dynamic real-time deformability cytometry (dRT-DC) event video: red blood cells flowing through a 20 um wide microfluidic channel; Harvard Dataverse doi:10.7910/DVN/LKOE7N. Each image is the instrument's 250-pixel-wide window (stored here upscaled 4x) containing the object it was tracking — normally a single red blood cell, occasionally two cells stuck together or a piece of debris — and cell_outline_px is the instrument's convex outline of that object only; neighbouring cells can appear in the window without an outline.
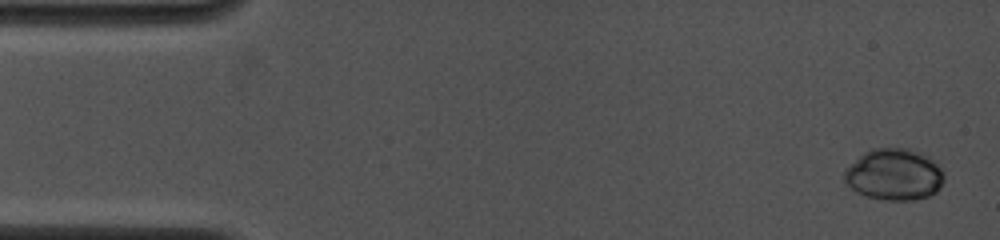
{"species": "common noctule bat (a hibernating species)", "species_latin": "Nyctalus noctula", "temperature_condition": "cold", "stored_images_in_passage": 21, "camera_frame_rate_fps": 4000, "um_per_image_px": 0.085, "animal": {"sex": "female", "body_mass_g": 19.0, "forearm_length_mm": 53.3}, "frame": {"image": 1, "passage_image": 1, "time_ms": 0.0, "image_size_px": [1000, 240], "cell_outline_px": [[944, 180], [940, 188], [936, 192], [928, 196], [916, 200], [884, 200], [864, 196], [856, 192], [844, 180], [844, 168], [864, 152], [872, 148], [908, 148], [920, 152], [936, 160], [944, 172]], "centroid_in_image_um": [76.02, 14.83], "position_along_channel_um": 9.0, "area_um2": 30.46}}
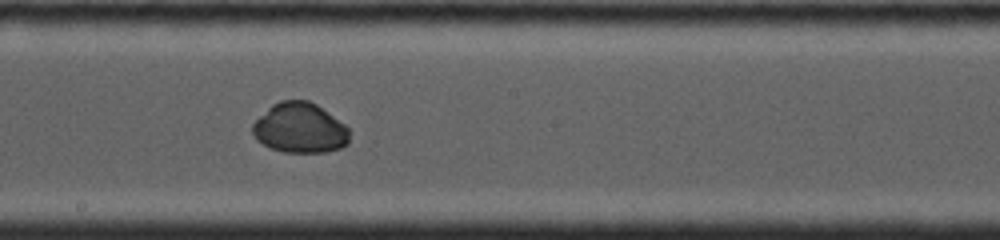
{"frame": {"image": 2, "passage_image": 15, "time_ms": 8.25, "image_size_px": [1000, 240], "cell_outline_px": [[348, 144], [340, 148], [324, 152], [284, 152], [268, 148], [256, 140], [252, 132], [252, 124], [272, 104], [280, 100], [308, 100], [316, 104], [344, 124], [348, 128]], "centroid_in_image_um": [25.46, 10.89], "position_along_channel_um": 222.7, "area_um2": 28.26}}
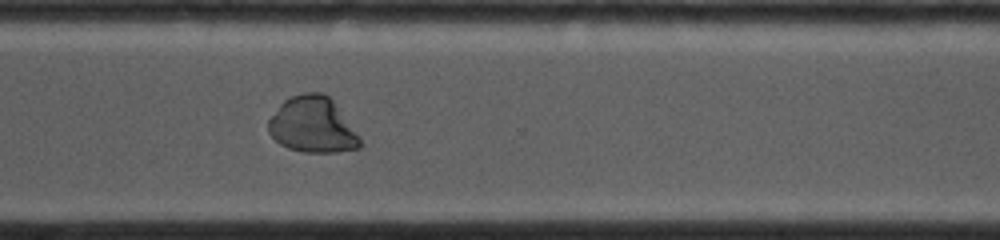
{"frame": {"image": 3, "passage_image": 21, "time_ms": 11.25, "image_size_px": [1000, 240], "cell_outline_px": [[364, 144], [360, 148], [336, 152], [304, 152], [288, 148], [280, 144], [268, 132], [268, 120], [280, 104], [284, 100], [292, 96], [304, 92], [324, 92], [332, 100], [360, 136]], "centroid_in_image_um": [26.59, 10.63], "position_along_channel_um": 344.0, "area_um2": 29.88}}